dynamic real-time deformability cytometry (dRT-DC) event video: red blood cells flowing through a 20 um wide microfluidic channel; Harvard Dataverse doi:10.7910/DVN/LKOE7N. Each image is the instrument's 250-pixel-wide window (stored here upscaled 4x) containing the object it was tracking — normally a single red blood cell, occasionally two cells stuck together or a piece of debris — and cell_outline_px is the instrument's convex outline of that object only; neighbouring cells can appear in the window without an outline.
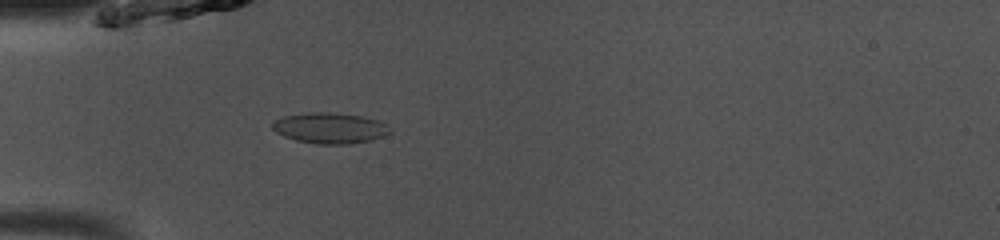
{"species": "common noctule bat (a hibernating species)", "species_latin": "Nyctalus noctula", "temperature_condition": "room temperature", "stored_images_in_passage": 42, "camera_frame_rate_fps": 3000, "um_per_image_px": 0.085, "animal": {"sex": "male", "body_mass_g": 13.0, "forearm_length_mm": 53.1}, "frame": {"image": 1, "passage_image": 8, "time_ms": 2.333, "image_size_px": [1000, 240], "cell_outline_px": [[392, 132], [384, 136], [372, 140], [348, 144], [316, 144], [296, 140], [284, 136], [276, 132], [272, 128], [272, 120], [284, 116], [308, 112], [332, 112], [360, 116], [376, 120], [384, 124]], "centroid_in_image_um": [28.0, 10.88], "position_along_channel_um": 57.0, "area_um2": 21.04}}
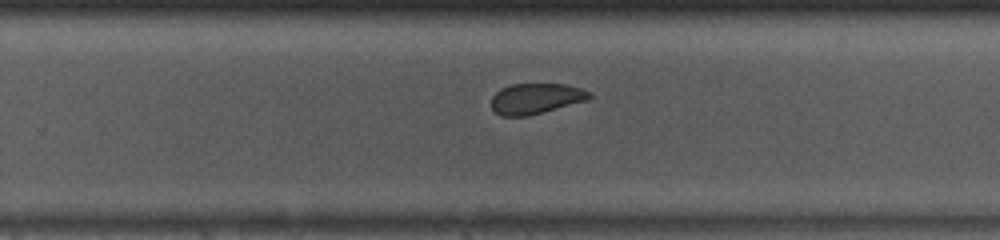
{"frame": {"image": 2, "passage_image": 25, "time_ms": 8.0, "image_size_px": [1000, 240], "cell_outline_px": [[592, 96], [588, 100], [528, 116], [500, 116], [492, 108], [492, 96], [500, 88], [512, 84], [568, 84], [580, 88], [588, 92]], "centroid_in_image_um": [45.53, 8.38], "position_along_channel_um": 284.3, "area_um2": 17.46}}
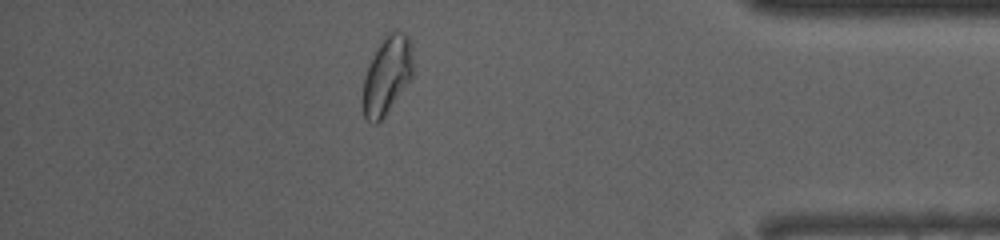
{"frame": {"image": 3, "passage_image": 36, "time_ms": 11.667, "image_size_px": [1000, 240], "cell_outline_px": [[412, 76], [384, 116], [376, 124], [372, 124], [364, 116], [360, 104], [360, 100], [364, 76], [380, 40], [388, 32], [404, 32], [408, 36], [412, 48]], "centroid_in_image_um": [32.84, 6.41], "position_along_channel_um": 402.4, "area_um2": 22.83}, "authors_computed_cell_mechanics": {"area_um2": 19.6231, "velocity_mm_per_s": 4.0913, "shape_relaxation_time_tau1_ms": 2.852, "shape_relaxation_time_tau2_ms": 1.0268, "deformation_change_tau1": 0.0696, "deformation_change_tau2": 0.045}}